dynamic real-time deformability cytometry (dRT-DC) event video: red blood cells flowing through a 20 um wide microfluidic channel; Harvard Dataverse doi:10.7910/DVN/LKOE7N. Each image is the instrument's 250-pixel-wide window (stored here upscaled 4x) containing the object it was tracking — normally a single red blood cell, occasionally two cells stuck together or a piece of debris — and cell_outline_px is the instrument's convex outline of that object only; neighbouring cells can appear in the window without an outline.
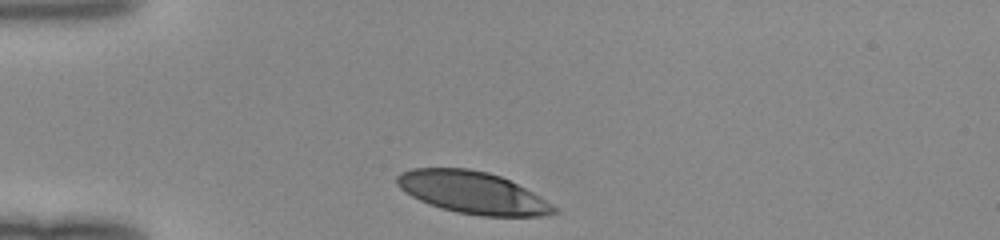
{"species": "human", "species_latin": "Homo sapiens", "temperature_condition": "room temperature", "stored_images_in_passage": 29, "camera_frame_rate_fps": 3000, "um_per_image_px": 0.085, "donor": {"sex": "female"}, "frame": {"image": 1, "passage_image": 1, "time_ms": 0.0, "image_size_px": [1000, 240], "cell_outline_px": [[560, 212], [548, 216], [480, 216], [456, 212], [440, 208], [428, 204], [412, 196], [400, 188], [396, 184], [396, 176], [400, 172], [412, 168], [468, 168], [488, 172], [500, 176], [540, 196], [552, 204]], "centroid_in_image_um": [40.16, 16.37], "position_along_channel_um": 44.8, "area_um2": 38.55}}
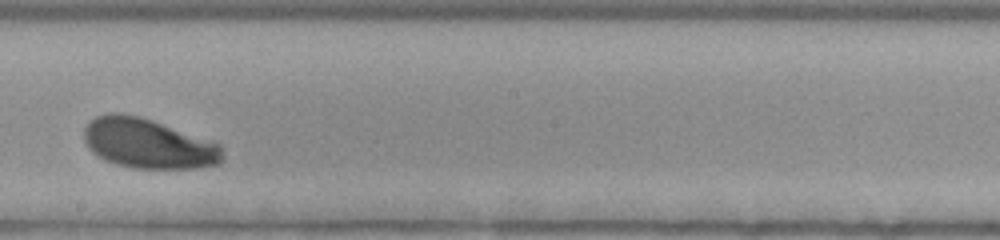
{"frame": {"image": 2, "passage_image": 17, "time_ms": 5.333, "image_size_px": [1000, 240], "cell_outline_px": [[224, 160], [220, 164], [196, 168], [132, 168], [116, 164], [92, 152], [88, 148], [84, 140], [84, 128], [96, 116], [108, 112], [120, 112], [140, 116], [212, 140], [220, 144]], "centroid_in_image_um": [12.62, 12.19], "position_along_channel_um": 235.6, "area_um2": 40.4}}
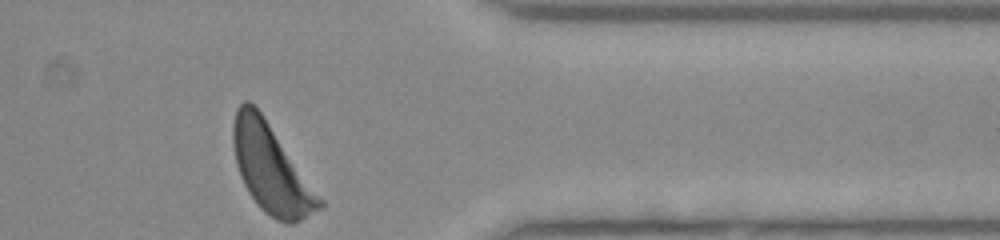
{"frame": {"image": 3, "passage_image": 29, "time_ms": 9.333, "image_size_px": [1000, 240], "cell_outline_px": [[324, 208], [292, 224], [288, 224], [276, 220], [264, 212], [260, 208], [248, 192], [240, 176], [236, 164], [232, 144], [232, 124], [236, 108], [244, 100], [248, 100], [260, 112], [324, 200]], "centroid_in_image_um": [23.04, 14.37], "position_along_channel_um": 388.4, "area_um2": 44.22}}